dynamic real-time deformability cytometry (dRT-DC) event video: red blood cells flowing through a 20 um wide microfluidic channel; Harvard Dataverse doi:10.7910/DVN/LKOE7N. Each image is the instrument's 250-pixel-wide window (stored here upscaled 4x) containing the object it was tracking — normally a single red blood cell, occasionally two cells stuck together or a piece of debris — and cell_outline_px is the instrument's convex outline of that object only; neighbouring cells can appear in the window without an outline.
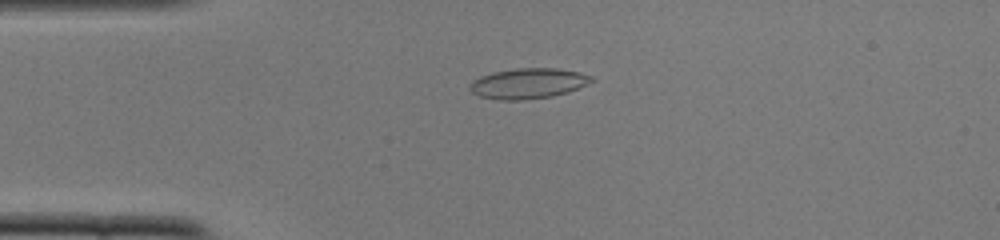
{"species": "common noctule bat (a hibernating species)", "species_latin": "Nyctalus noctula", "temperature_condition": "cold", "stored_images_in_passage": 51, "camera_frame_rate_fps": 3000, "um_per_image_px": 0.085, "animal": {"sex": "female", "body_mass_g": 22.0, "forearm_length_mm": 56.7}, "frame": {"image": 1, "passage_image": 12, "time_ms": 3.667, "image_size_px": [1000, 240], "cell_outline_px": [[596, 80], [588, 84], [568, 92], [552, 96], [524, 100], [500, 100], [480, 96], [472, 92], [468, 88], [480, 76], [492, 72], [516, 68], [556, 68], [576, 72], [592, 76]], "centroid_in_image_um": [44.92, 7.09], "position_along_channel_um": 40.1, "area_um2": 21.44}}
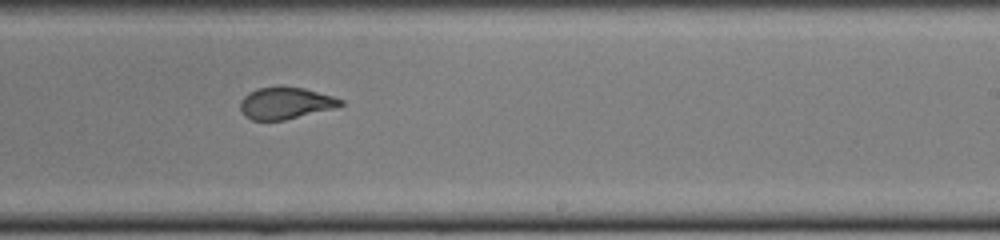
{"frame": {"image": 2, "passage_image": 31, "time_ms": 10.0, "image_size_px": [1000, 240], "cell_outline_px": [[344, 104], [336, 108], [284, 120], [252, 120], [244, 116], [240, 108], [240, 100], [248, 92], [256, 88], [304, 88], [332, 96], [344, 100]], "centroid_in_image_um": [24.27, 8.79], "position_along_channel_um": 264.7, "area_um2": 18.38}}
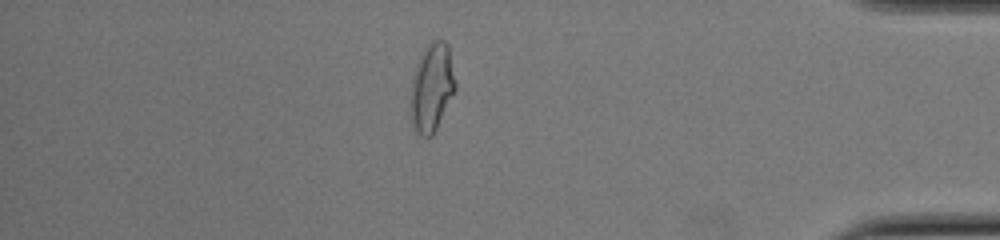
{"frame": {"image": 3, "passage_image": 44, "time_ms": 14.333, "image_size_px": [1000, 240], "cell_outline_px": [[456, 92], [432, 136], [420, 136], [412, 124], [408, 104], [412, 76], [416, 64], [424, 48], [432, 40], [444, 40], [448, 44], [456, 84]], "centroid_in_image_um": [36.68, 7.45], "position_along_channel_um": 398.5, "area_um2": 23.58}, "authors_computed_cell_mechanics": {"area_um2": 20.5768, "velocity_mm_per_s": 3.9174, "shape_relaxation_time_tau1_ms": null, "shape_relaxation_time_tau2_ms": 0.887, "deformation_change_tau1": null, "deformation_change_tau2": 0.068}}